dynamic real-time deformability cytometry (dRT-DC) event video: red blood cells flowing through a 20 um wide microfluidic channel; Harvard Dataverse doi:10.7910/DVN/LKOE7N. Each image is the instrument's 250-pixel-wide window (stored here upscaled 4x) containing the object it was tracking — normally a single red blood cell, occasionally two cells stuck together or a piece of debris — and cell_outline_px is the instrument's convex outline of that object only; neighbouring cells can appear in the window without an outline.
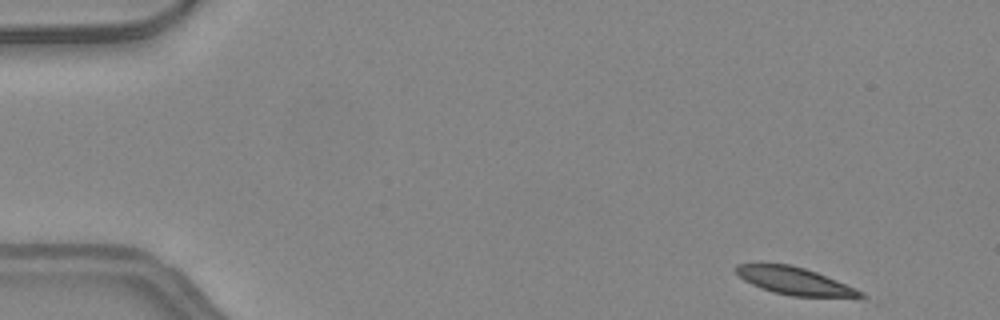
{"species": "common noctule bat (a hibernating species)", "species_latin": "Nyctalus noctula", "temperature_condition": "warm", "stored_images_in_passage": 46, "camera_frame_rate_fps": 3000, "um_per_image_px": 0.085, "animal": {"sex": "female", "body_mass_g": 24.6, "forearm_length_mm": 56.2}, "frame": {"image": 1, "passage_image": 1, "time_ms": 0.0, "image_size_px": [1000, 320], "cell_outline_px": [[868, 300], [792, 296], [772, 292], [752, 284], [744, 280], [732, 268], [736, 264], [788, 264], [804, 268], [816, 272], [856, 288], [868, 296]], "centroid_in_image_um": [67.69, 23.94], "position_along_channel_um": 17.3, "area_um2": 20.52}}
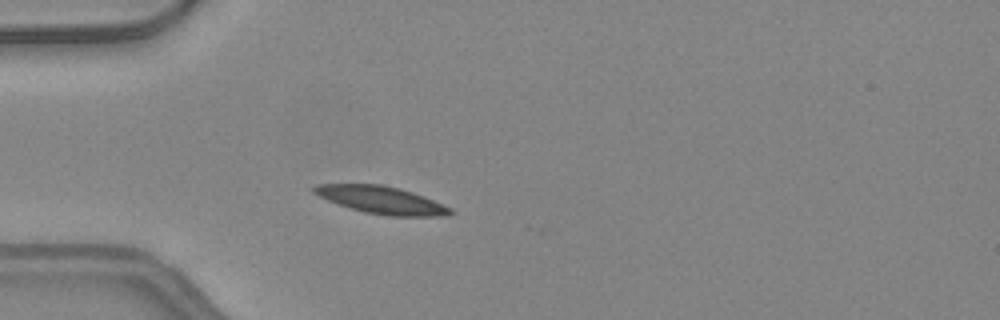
{"frame": {"image": 2, "passage_image": 11, "time_ms": 3.333, "image_size_px": [1000, 320], "cell_outline_px": [[456, 212], [444, 216], [388, 216], [364, 212], [328, 200], [312, 192], [308, 188], [316, 184], [380, 184], [400, 188], [424, 196], [452, 208]], "centroid_in_image_um": [32.43, 16.99], "position_along_channel_um": 52.6, "area_um2": 21.85}}
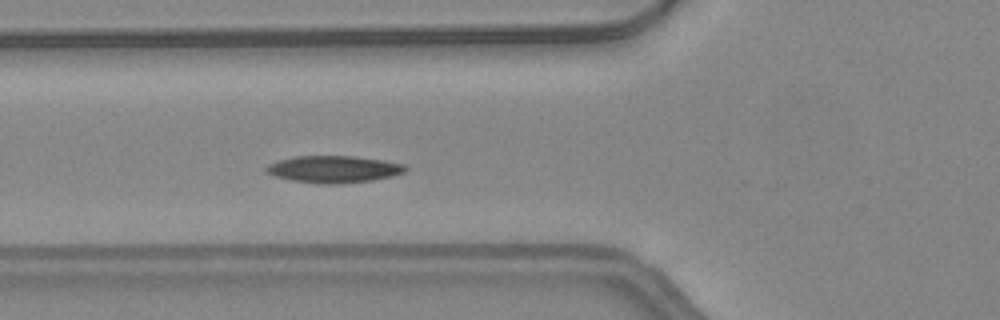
{"frame": {"image": 3, "passage_image": 15, "time_ms": 4.667, "image_size_px": [1000, 320], "cell_outline_px": [[408, 168], [404, 172], [392, 176], [372, 180], [340, 184], [316, 184], [292, 180], [272, 176], [264, 172], [264, 168], [268, 164], [276, 160], [296, 156], [352, 156], [384, 160], [404, 164]], "centroid_in_image_um": [28.31, 14.39], "position_along_channel_um": 97.5, "area_um2": 22.2}, "authors_computed_cell_mechanics": {"area_um2": 20.9525, "velocity_mm_per_s": 4.2019, "shape_relaxation_time_tau1_ms": 2.1205, "shape_relaxation_time_tau2_ms": null, "deformation_change_tau1": 0.091, "deformation_change_tau2": null}}